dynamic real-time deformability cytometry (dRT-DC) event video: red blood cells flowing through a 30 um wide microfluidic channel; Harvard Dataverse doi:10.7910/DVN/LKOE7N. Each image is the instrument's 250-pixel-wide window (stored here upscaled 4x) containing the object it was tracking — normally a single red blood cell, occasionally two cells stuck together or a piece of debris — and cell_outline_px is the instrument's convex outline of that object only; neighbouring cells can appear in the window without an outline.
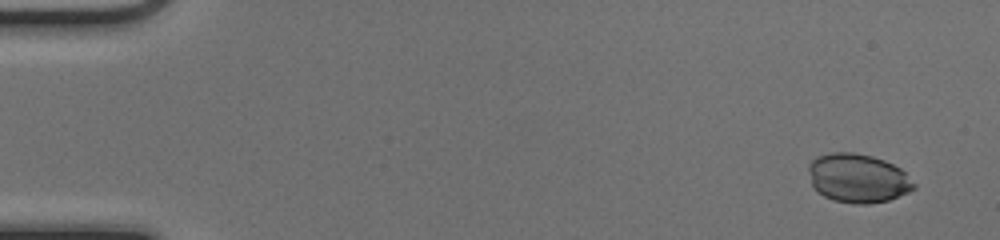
{"species": "common noctule bat (a hibernating species)", "species_latin": "Nyctalus noctula", "temperature_condition": "cold", "stored_images_in_passage": 51, "camera_frame_rate_fps": 3000, "um_per_image_px": 0.085, "animal": {"sex": "female", "body_mass_g": 17.0, "forearm_length_mm": 48.0}, "frame": {"image": 1, "passage_image": 3, "time_ms": 0.667, "image_size_px": [1000, 240], "cell_outline_px": [[916, 188], [908, 192], [888, 200], [868, 204], [856, 204], [832, 200], [816, 192], [812, 188], [808, 172], [808, 164], [816, 156], [832, 152], [852, 152], [872, 156], [884, 160], [900, 168], [916, 184]], "centroid_in_image_um": [72.88, 15.15], "position_along_channel_um": 12.1, "area_um2": 30.29}}
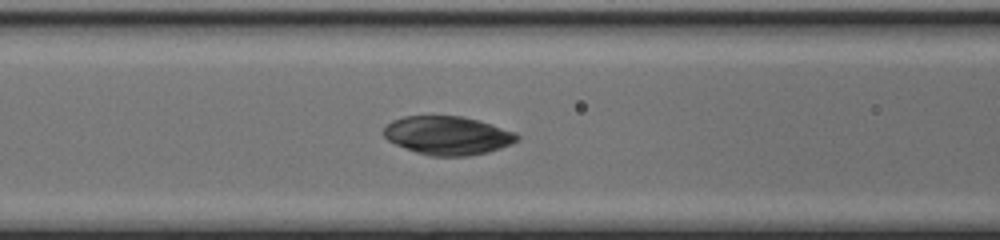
{"frame": {"image": 2, "passage_image": 22, "time_ms": 7.0, "image_size_px": [1000, 240], "cell_outline_px": [[520, 140], [512, 144], [488, 152], [468, 156], [428, 156], [404, 148], [388, 140], [384, 136], [384, 128], [392, 120], [404, 116], [460, 116], [476, 120], [516, 132], [520, 136]], "centroid_in_image_um": [38.06, 11.52], "position_along_channel_um": 128.5, "area_um2": 29.94}}
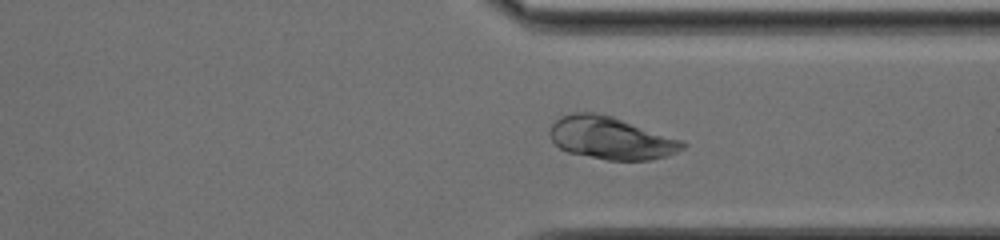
{"frame": {"image": 3, "passage_image": 39, "time_ms": 12.667, "image_size_px": [1000, 240], "cell_outline_px": [[688, 144], [684, 148], [668, 156], [652, 160], [608, 160], [568, 152], [560, 148], [552, 140], [548, 132], [552, 124], [560, 116], [572, 112], [596, 112], [612, 116], [684, 140]], "centroid_in_image_um": [51.95, 11.73], "position_along_channel_um": 359.4, "area_um2": 33.12}}